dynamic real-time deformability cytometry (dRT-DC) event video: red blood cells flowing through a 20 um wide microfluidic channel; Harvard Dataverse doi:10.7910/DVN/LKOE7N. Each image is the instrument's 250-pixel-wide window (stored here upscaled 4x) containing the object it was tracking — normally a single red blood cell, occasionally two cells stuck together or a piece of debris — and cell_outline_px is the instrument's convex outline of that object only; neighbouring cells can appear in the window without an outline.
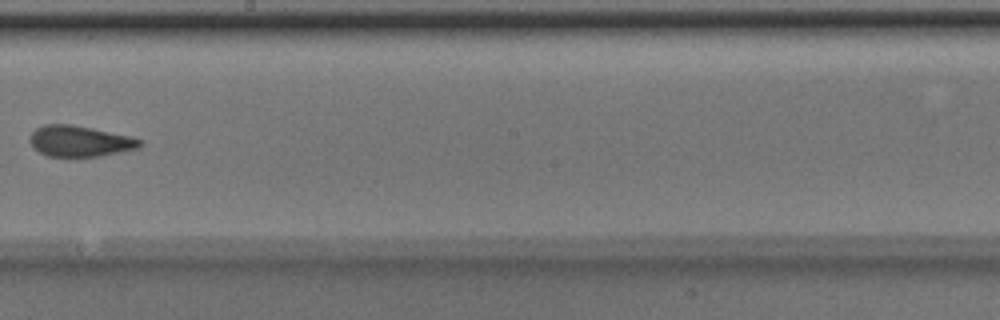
{"species": "Egyptian fruit bat (a non-hibernating species)", "species_latin": "Rousettus aegyptiacus", "temperature_condition": "room temperature", "stored_images_in_passage": 7, "camera_frame_rate_fps": 3000, "um_per_image_px": 0.085, "animal": {"sex": "male"}, "frame": {"image": 1, "passage_image": 7, "time_ms": 2.0, "image_size_px": [1000, 320], "cell_outline_px": [[144, 144], [136, 148], [100, 156], [48, 156], [32, 148], [32, 132], [36, 128], [44, 124], [72, 124], [132, 136], [144, 140]], "centroid_in_image_um": [6.82, 11.98], "position_along_channel_um": 241.4, "area_um2": 19.71}}